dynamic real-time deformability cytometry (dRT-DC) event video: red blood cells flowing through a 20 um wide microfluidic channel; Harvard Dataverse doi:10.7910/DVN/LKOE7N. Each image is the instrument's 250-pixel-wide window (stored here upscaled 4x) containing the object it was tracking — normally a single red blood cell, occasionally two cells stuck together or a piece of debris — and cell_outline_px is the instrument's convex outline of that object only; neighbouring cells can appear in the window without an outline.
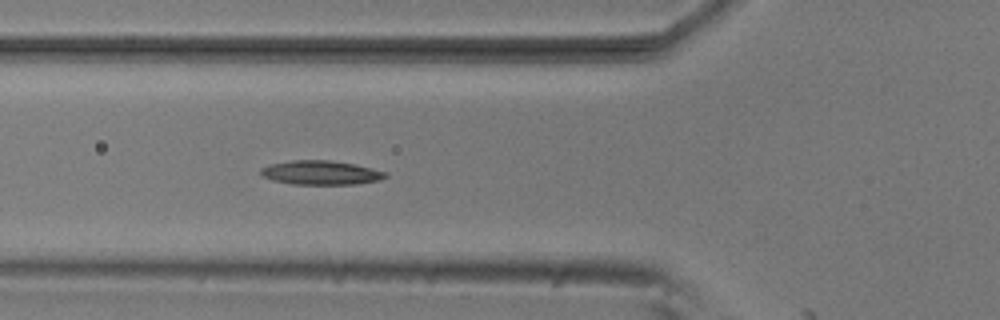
{"species": "common noctule bat (a hibernating species)", "species_latin": "Nyctalus noctula", "temperature_condition": "room temperature", "stored_images_in_passage": 19, "camera_frame_rate_fps": 3000, "um_per_image_px": 0.085, "animal": {"sex": "male", "body_mass_g": 20.5, "forearm_length_mm": 52.5}, "frame": {"image": 1, "passage_image": 18, "time_ms": 5.667, "image_size_px": [1000, 320], "cell_outline_px": [[388, 176], [380, 180], [356, 184], [292, 184], [272, 180], [260, 176], [260, 168], [268, 164], [292, 160], [328, 160], [352, 164], [372, 168], [388, 172]], "centroid_in_image_um": [27.24, 14.68], "position_along_channel_um": 98.6, "area_um2": 17.63}}